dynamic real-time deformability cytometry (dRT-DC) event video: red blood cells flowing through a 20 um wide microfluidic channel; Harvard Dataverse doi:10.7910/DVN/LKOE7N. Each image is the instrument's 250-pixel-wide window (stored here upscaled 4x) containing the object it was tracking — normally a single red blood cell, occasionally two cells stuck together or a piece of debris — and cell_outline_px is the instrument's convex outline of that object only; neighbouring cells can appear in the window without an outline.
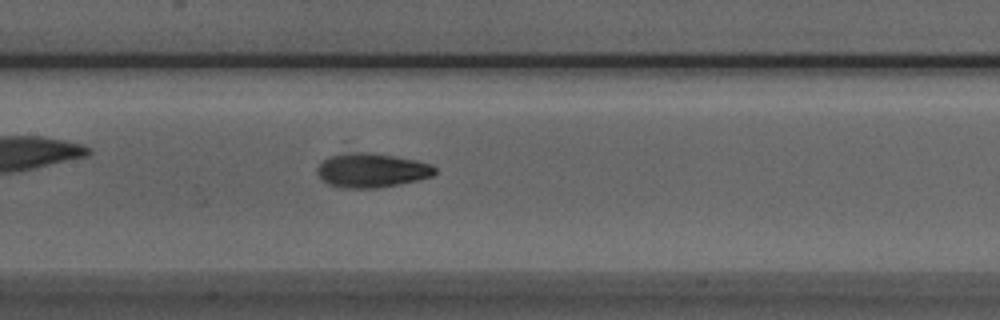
{"species": "Egyptian fruit bat (a non-hibernating species)", "species_latin": "Rousettus aegyptiacus", "temperature_condition": "room temperature", "stored_images_in_passage": 40, "camera_frame_rate_fps": 3000, "um_per_image_px": 0.085, "animal": {"sex": "male"}, "frame": {"image": 1, "passage_image": 23, "time_ms": 7.333, "image_size_px": [1000, 320], "cell_outline_px": [[436, 172], [432, 176], [420, 180], [380, 188], [340, 188], [328, 184], [320, 180], [316, 172], [316, 168], [328, 156], [352, 152], [364, 152], [392, 156], [416, 160], [432, 164], [436, 168]], "centroid_in_image_um": [31.57, 14.5], "position_along_channel_um": 175.8, "area_um2": 23.7}}